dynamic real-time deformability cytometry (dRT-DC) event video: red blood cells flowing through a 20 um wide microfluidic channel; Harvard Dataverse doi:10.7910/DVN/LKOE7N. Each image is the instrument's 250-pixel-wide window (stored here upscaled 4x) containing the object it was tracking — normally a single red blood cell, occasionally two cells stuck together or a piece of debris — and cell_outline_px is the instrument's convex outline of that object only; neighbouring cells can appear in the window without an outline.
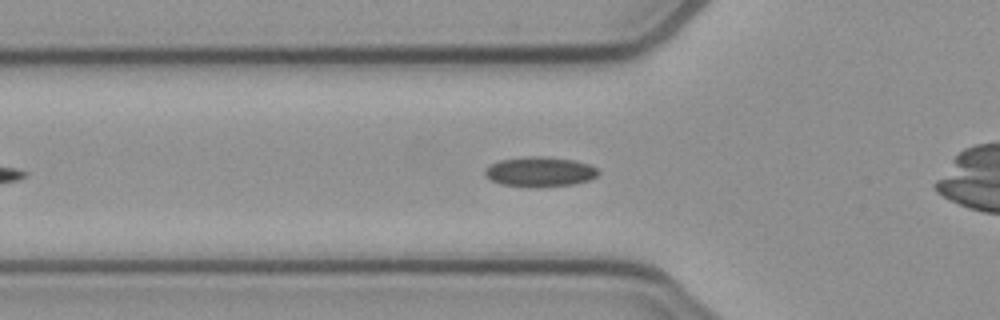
{"species": "common noctule bat (a hibernating species)", "species_latin": "Nyctalus noctula", "temperature_condition": "cold", "stored_images_in_passage": 39, "camera_frame_rate_fps": 3000, "um_per_image_px": 0.085, "animal": {"sex": "female", "body_mass_g": 21.9}, "frame": {"image": 1, "passage_image": 7, "time_ms": 2.0, "image_size_px": [1000, 320], "cell_outline_px": [[600, 172], [592, 180], [576, 184], [540, 188], [528, 188], [500, 184], [484, 176], [484, 168], [500, 160], [532, 156], [540, 156], [572, 160], [588, 164], [596, 168]], "centroid_in_image_um": [45.88, 14.63], "position_along_channel_um": 79.9, "area_um2": 20.06}}
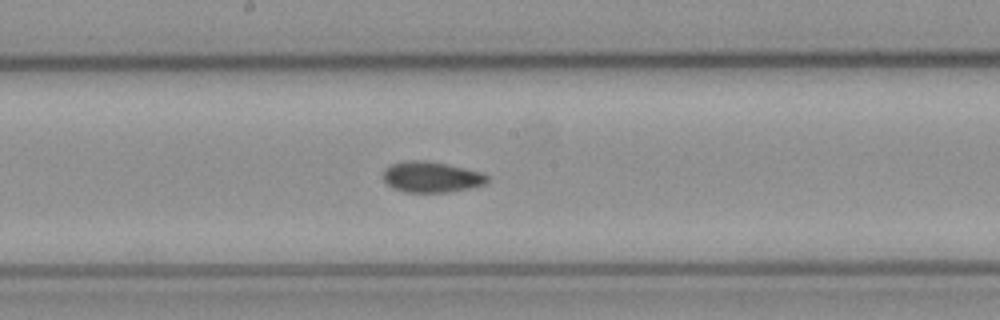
{"frame": {"image": 2, "passage_image": 17, "time_ms": 5.333, "image_size_px": [1000, 320], "cell_outline_px": [[488, 184], [472, 188], [452, 192], [404, 192], [392, 188], [384, 180], [384, 168], [392, 164], [412, 160], [416, 160], [448, 164], [484, 172], [488, 176]], "centroid_in_image_um": [36.73, 15.06], "position_along_channel_um": 211.5, "area_um2": 18.84}}
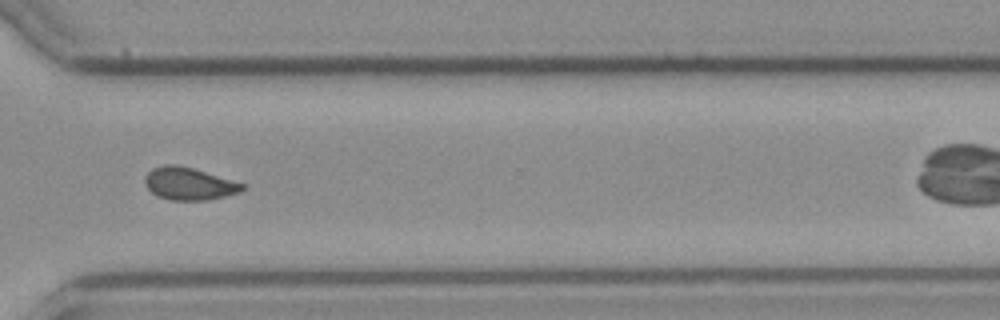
{"frame": {"image": 3, "passage_image": 28, "time_ms": 9.0, "image_size_px": [1000, 320], "cell_outline_px": [[244, 188], [240, 192], [208, 200], [172, 200], [156, 196], [144, 184], [144, 176], [152, 168], [164, 164], [176, 164], [192, 168], [244, 184]], "centroid_in_image_um": [16.01, 15.61], "position_along_channel_um": 354.6, "area_um2": 18.32}, "authors_computed_cell_mechanics": {"area_um2": 18.496, "velocity_mm_per_s": 3.9088, "shape_relaxation_time_tau1_ms": null, "shape_relaxation_time_tau2_ms": 1.6616, "deformation_change_tau1": null, "deformation_change_tau2": 0.0674}}